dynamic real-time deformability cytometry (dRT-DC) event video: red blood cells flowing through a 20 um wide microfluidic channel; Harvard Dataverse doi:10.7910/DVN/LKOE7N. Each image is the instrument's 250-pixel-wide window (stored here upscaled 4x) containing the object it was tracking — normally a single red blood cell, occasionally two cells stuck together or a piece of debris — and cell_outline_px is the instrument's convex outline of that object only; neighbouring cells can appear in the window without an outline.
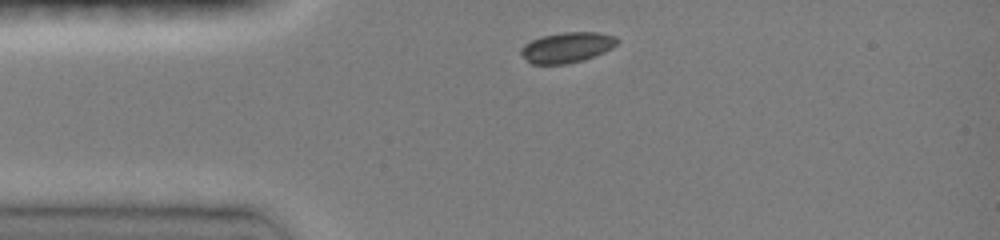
{"species": "common noctule bat (a hibernating species)", "species_latin": "Nyctalus noctula", "temperature_condition": "room temperature", "stored_images_in_passage": 3, "camera_frame_rate_fps": 3000, "um_per_image_px": 0.085, "animal": {"sex": "female", "body_mass_g": 19.0, "forearm_length_mm": 51.5}, "frame": {"image": 1, "passage_image": 1, "time_ms": 0.0, "image_size_px": [1000, 240], "cell_outline_px": [[620, 40], [612, 48], [604, 52], [584, 60], [564, 64], [532, 64], [520, 52], [520, 48], [524, 44], [540, 36], [564, 32], [600, 32], [616, 36]], "centroid_in_image_um": [48.22, 4.02], "position_along_channel_um": 36.8, "area_um2": 17.11}}